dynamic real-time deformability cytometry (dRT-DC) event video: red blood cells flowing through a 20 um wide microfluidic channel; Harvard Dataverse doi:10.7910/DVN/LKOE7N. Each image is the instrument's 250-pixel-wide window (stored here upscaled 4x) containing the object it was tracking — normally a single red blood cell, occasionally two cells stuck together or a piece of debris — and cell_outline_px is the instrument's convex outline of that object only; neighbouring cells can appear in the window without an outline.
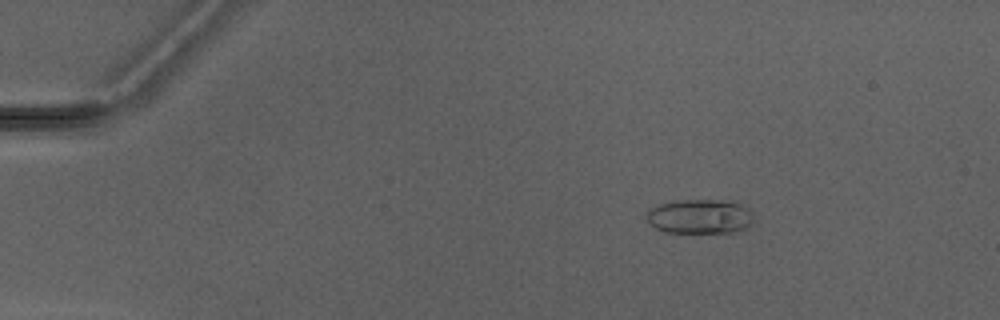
{"species": "Egyptian fruit bat (a non-hibernating species)", "species_latin": "Rousettus aegyptiacus", "temperature_condition": "warm", "stored_images_in_passage": 4, "camera_frame_rate_fps": 3000, "um_per_image_px": 0.085, "animal": {"sex": "male"}, "frame": {"image": 1, "passage_image": 2, "time_ms": 1.0, "image_size_px": [1000, 320], "cell_outline_px": [[752, 220], [744, 228], [736, 232], [664, 232], [656, 228], [648, 220], [648, 208], [660, 204], [676, 200], [736, 200], [748, 208], [752, 216]], "centroid_in_image_um": [59.5, 18.38], "position_along_channel_um": 25.5, "area_um2": 21.44}}